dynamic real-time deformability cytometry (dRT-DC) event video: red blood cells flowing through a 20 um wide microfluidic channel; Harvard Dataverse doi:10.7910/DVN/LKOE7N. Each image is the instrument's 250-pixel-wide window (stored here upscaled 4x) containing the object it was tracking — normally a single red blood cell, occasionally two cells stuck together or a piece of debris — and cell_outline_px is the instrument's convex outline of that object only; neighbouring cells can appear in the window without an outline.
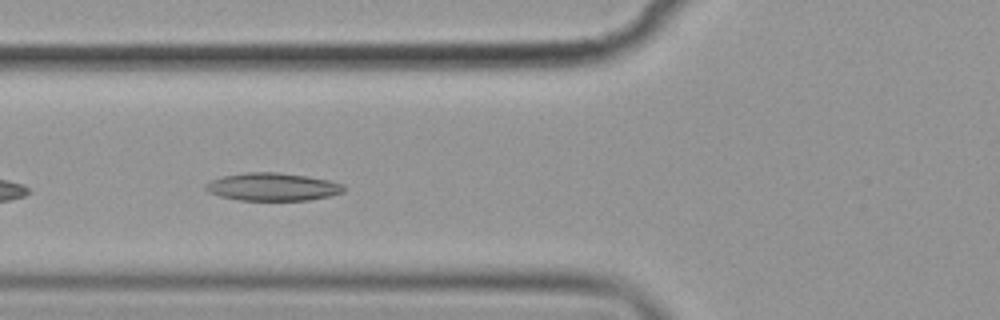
{"species": "common noctule bat (a hibernating species)", "species_latin": "Nyctalus noctula", "temperature_condition": "cold", "stored_images_in_passage": 14, "camera_frame_rate_fps": 3000, "um_per_image_px": 0.085, "animal": {"sex": "female", "body_mass_g": 19.9}, "frame": {"image": 1, "passage_image": 5, "time_ms": 5.333, "image_size_px": [1000, 320], "cell_outline_px": [[348, 188], [344, 192], [328, 196], [308, 200], [236, 200], [220, 196], [208, 192], [204, 188], [204, 184], [212, 180], [224, 176], [248, 172], [276, 172], [308, 176], [328, 180], [344, 184]], "centroid_in_image_um": [23.19, 15.88], "position_along_channel_um": 102.6, "area_um2": 22.48}}
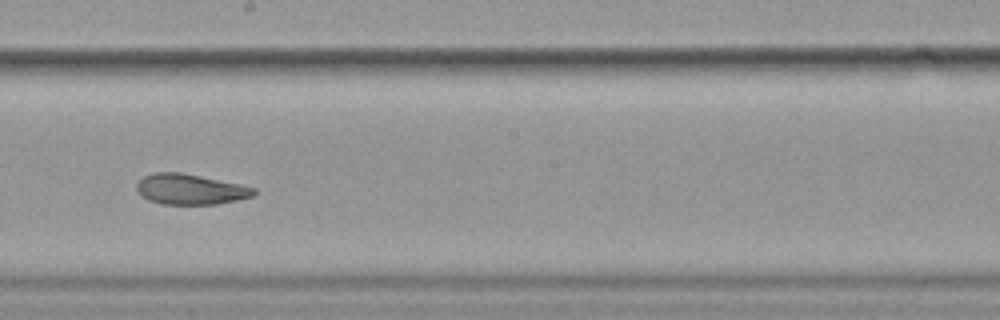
{"frame": {"image": 2, "passage_image": 8, "time_ms": 9.0, "image_size_px": [1000, 320], "cell_outline_px": [[256, 192], [252, 196], [236, 200], [216, 204], [160, 204], [148, 200], [140, 196], [136, 188], [136, 184], [144, 176], [156, 172], [180, 172], [240, 184], [256, 188]], "centroid_in_image_um": [16.14, 16.09], "position_along_channel_um": 232.1, "area_um2": 20.75}}
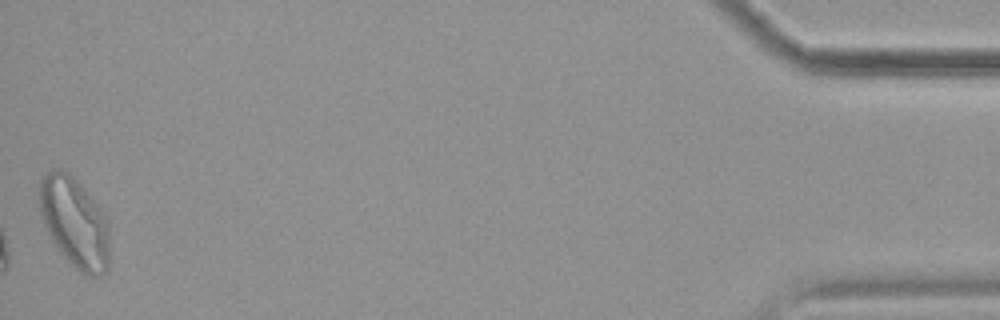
{"frame": {"image": 3, "passage_image": 14, "time_ms": 17.0, "image_size_px": [1000, 320], "cell_outline_px": [[108, 272], [100, 276], [84, 276], [60, 252], [52, 240], [44, 224], [40, 212], [40, 180], [52, 168], [60, 168], [68, 172], [76, 180], [108, 220]], "centroid_in_image_um": [6.34, 18.94], "position_along_channel_um": 428.9, "area_um2": 36.41}, "authors_computed_cell_mechanics": {"area_um2": 23.8136, "velocity_mm_per_s": 3.54, "shape_relaxation_time_tau1_ms": 4.5732, "shape_relaxation_time_tau2_ms": 3.7558, "deformation_change_tau1": 0.1215, "deformation_change_tau2": 0.0959}}